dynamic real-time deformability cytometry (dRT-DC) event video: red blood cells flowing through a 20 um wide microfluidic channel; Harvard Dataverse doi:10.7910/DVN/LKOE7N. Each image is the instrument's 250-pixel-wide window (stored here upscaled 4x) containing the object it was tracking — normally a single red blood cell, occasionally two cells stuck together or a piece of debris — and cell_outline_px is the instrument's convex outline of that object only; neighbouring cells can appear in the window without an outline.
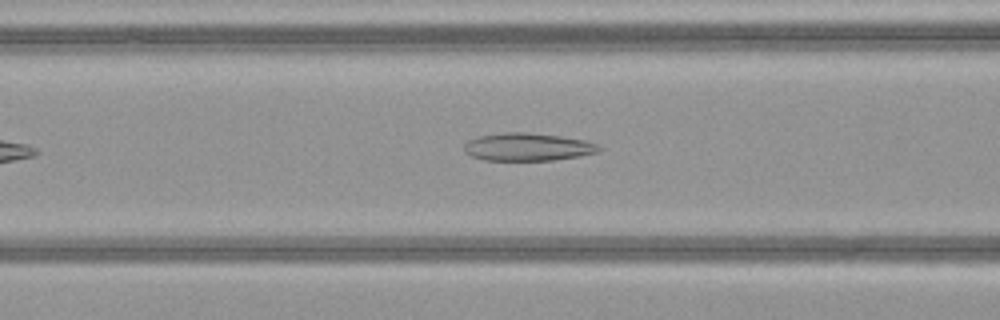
{"species": "common noctule bat (a hibernating species)", "species_latin": "Nyctalus noctula", "temperature_condition": "warm", "stored_images_in_passage": 18, "camera_frame_rate_fps": 3000, "um_per_image_px": 0.085, "animal": {"sex": "female", "body_mass_g": 21.9}, "frame": {"image": 1, "passage_image": 10, "time_ms": 3.0, "image_size_px": [1000, 320], "cell_outline_px": [[604, 148], [596, 152], [580, 156], [552, 160], [484, 160], [472, 156], [464, 152], [464, 144], [468, 140], [480, 136], [504, 132], [524, 132], [560, 136], [584, 140], [596, 144]], "centroid_in_image_um": [44.84, 12.49], "position_along_channel_um": 121.8, "area_um2": 21.73}}
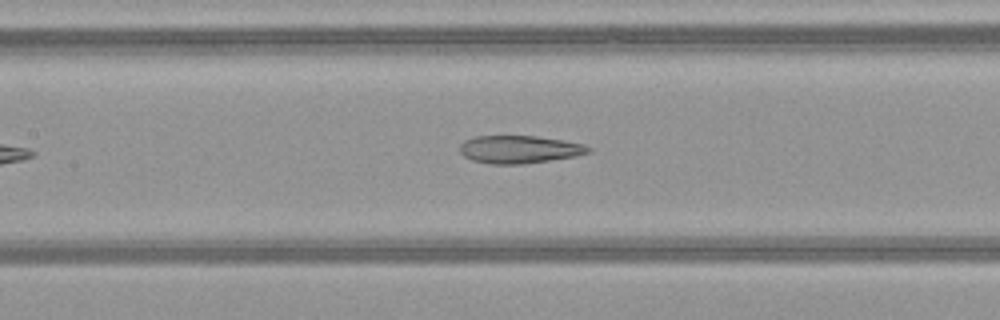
{"frame": {"image": 2, "passage_image": 13, "time_ms": 4.0, "image_size_px": [1000, 320], "cell_outline_px": [[592, 152], [576, 156], [524, 164], [492, 164], [472, 160], [464, 156], [460, 152], [460, 144], [464, 140], [476, 136], [536, 136], [564, 140], [584, 144], [592, 148]], "centroid_in_image_um": [44.17, 12.69], "position_along_channel_um": 163.2, "area_um2": 20.92}}
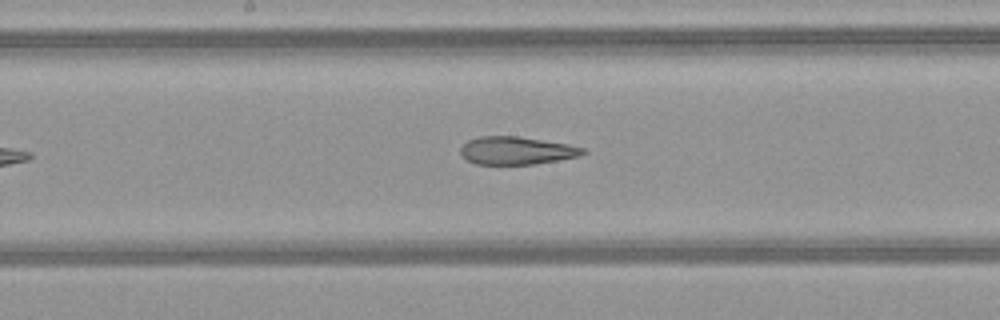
{"frame": {"image": 3, "passage_image": 16, "time_ms": 5.0, "image_size_px": [1000, 320], "cell_outline_px": [[588, 152], [580, 156], [536, 164], [476, 164], [468, 160], [460, 152], [460, 148], [468, 140], [480, 136], [516, 136], [568, 144], [584, 148]], "centroid_in_image_um": [43.93, 12.8], "position_along_channel_um": 204.3, "area_um2": 19.77}}